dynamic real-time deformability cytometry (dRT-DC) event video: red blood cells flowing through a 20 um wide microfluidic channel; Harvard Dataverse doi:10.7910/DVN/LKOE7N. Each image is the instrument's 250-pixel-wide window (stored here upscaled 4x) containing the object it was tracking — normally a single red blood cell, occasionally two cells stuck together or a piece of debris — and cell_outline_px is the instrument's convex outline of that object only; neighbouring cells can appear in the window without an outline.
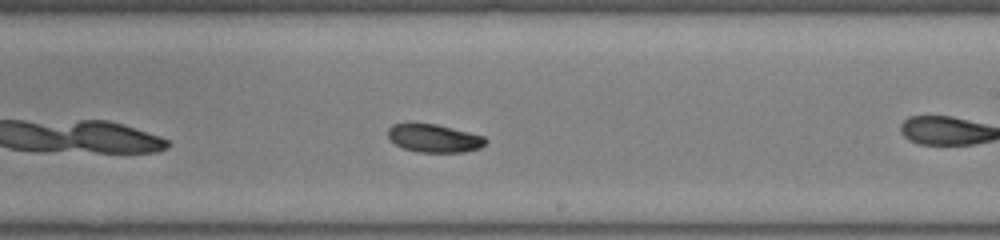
{"species": "common noctule bat (a hibernating species)", "species_latin": "Nyctalus noctula", "temperature_condition": "room temperature", "stored_images_in_passage": 34, "camera_frame_rate_fps": 3000, "um_per_image_px": 0.085, "animal": {"sex": "female", "body_mass_g": 22.0, "forearm_length_mm": 56.7}, "frame": {"image": 1, "passage_image": 15, "time_ms": 4.667, "image_size_px": [1000, 240], "cell_outline_px": [[488, 140], [480, 148], [464, 152], [416, 152], [404, 148], [396, 144], [388, 136], [388, 128], [392, 124], [436, 124], [484, 136]], "centroid_in_image_um": [36.92, 11.76], "position_along_channel_um": 252.1, "area_um2": 15.78}, "authors_computed_cell_mechanics": {"area_um2": 16.473, "velocity_mm_per_s": 3.9736, "shape_relaxation_time_tau1_ms": 2.4409, "shape_relaxation_time_tau2_ms": 7.0846, "deformation_change_tau1": 0.0806, "deformation_change_tau2": 0.075}}